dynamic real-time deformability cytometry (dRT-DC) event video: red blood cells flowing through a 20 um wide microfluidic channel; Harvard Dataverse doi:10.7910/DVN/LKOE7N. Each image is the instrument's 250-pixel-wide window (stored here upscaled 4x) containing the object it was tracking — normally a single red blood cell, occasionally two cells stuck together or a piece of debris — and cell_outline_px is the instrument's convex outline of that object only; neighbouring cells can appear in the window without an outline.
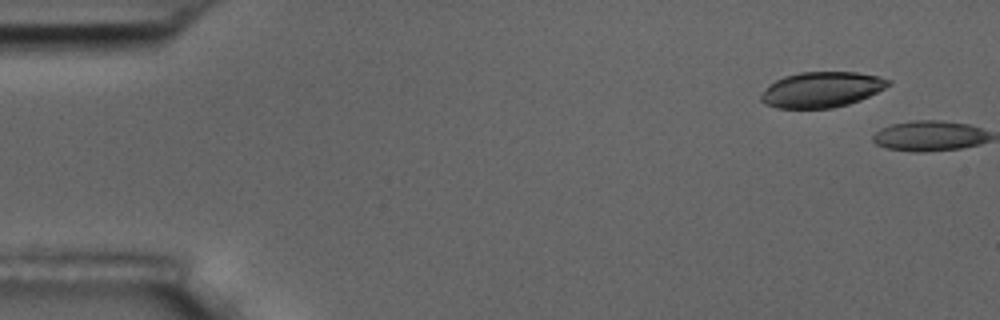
{"species": "common noctule bat (a hibernating species)", "species_latin": "Nyctalus noctula", "temperature_condition": "room temperature", "stored_images_in_passage": 2, "camera_frame_rate_fps": 3000, "um_per_image_px": 0.085, "animal": {"sex": "male", "body_mass_g": 17.5, "forearm_length_mm": 52.3}, "frame": {"image": 1, "passage_image": 1, "time_ms": 0.0, "image_size_px": [1000, 320], "cell_outline_px": [[892, 84], [860, 100], [848, 104], [832, 108], [776, 108], [764, 104], [760, 100], [760, 96], [776, 80], [784, 76], [800, 72], [856, 72], [880, 76], [892, 80]], "centroid_in_image_um": [69.87, 7.61], "position_along_channel_um": 15.1, "area_um2": 26.24}}